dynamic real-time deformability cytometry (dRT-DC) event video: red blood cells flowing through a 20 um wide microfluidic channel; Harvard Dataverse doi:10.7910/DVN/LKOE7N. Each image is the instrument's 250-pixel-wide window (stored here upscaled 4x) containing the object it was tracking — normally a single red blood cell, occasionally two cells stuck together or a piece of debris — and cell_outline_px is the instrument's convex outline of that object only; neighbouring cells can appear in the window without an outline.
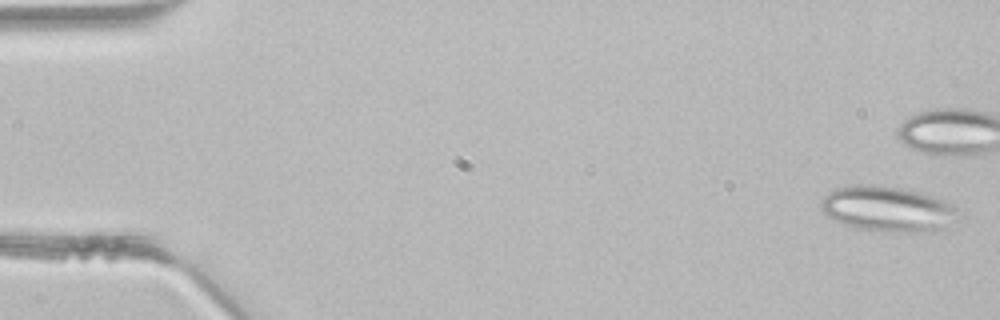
{"species": "common noctule bat (a hibernating species)", "species_latin": "Nyctalus noctula", "temperature_condition": "room temperature", "stored_images_in_passage": 5, "camera_frame_rate_fps": 3000, "um_per_image_px": 0.085, "animal": {"sex": "male", "body_mass_g": 21.5, "forearm_length_mm": 52.0}, "frame": {"image": 1, "passage_image": 1, "time_ms": 0.0, "image_size_px": [1000, 320], "cell_outline_px": [[956, 212], [944, 228], [936, 232], [884, 232], [856, 228], [844, 224], [828, 216], [820, 208], [820, 200], [828, 192], [836, 188], [848, 184], [876, 184], [900, 188], [920, 192], [936, 196], [952, 204], [956, 208]], "centroid_in_image_um": [75.39, 17.74], "position_along_channel_um": 9.6, "area_um2": 36.47}}